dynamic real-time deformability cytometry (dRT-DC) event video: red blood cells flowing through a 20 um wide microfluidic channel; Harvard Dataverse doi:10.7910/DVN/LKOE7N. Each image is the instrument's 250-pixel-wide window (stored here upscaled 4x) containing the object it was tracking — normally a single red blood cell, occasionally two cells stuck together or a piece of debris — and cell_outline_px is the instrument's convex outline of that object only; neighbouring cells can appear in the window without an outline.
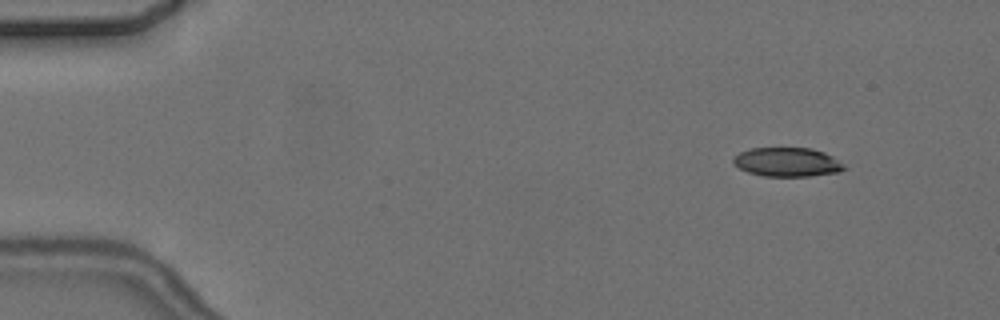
{"species": "common noctule bat (a hibernating species)", "species_latin": "Nyctalus noctula", "temperature_condition": "cold", "stored_images_in_passage": 5, "camera_frame_rate_fps": 3000, "um_per_image_px": 0.085, "animal": {"sex": "female", "body_mass_g": 24.6, "forearm_length_mm": 56.2}, "frame": {"image": 1, "passage_image": 2, "time_ms": 1.333, "image_size_px": [1000, 320], "cell_outline_px": [[848, 168], [840, 172], [812, 176], [764, 176], [748, 172], [732, 164], [732, 160], [740, 152], [752, 148], [812, 148], [824, 152], [832, 156]], "centroid_in_image_um": [66.94, 13.78], "position_along_channel_um": 18.1, "area_um2": 18.79}}